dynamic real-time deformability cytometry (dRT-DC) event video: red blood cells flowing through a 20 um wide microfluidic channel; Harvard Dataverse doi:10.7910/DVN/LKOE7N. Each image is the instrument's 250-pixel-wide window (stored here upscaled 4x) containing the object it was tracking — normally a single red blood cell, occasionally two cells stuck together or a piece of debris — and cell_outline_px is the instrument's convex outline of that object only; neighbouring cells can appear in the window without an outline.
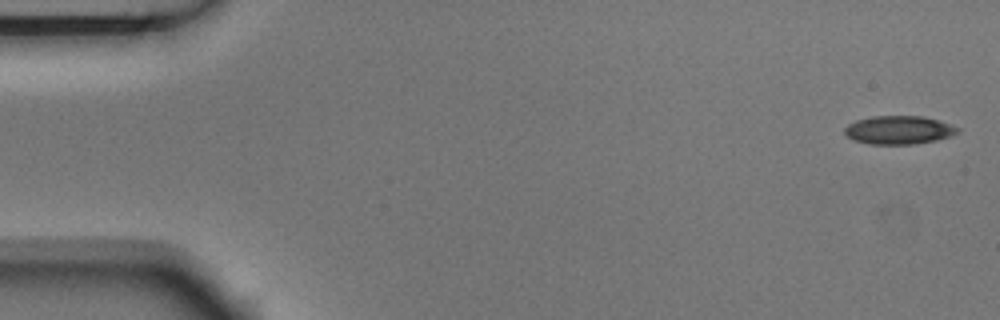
{"species": "Egyptian fruit bat (a non-hibernating species)", "species_latin": "Rousettus aegyptiacus", "temperature_condition": "room temperature", "stored_images_in_passage": 4, "camera_frame_rate_fps": 3000, "um_per_image_px": 0.085, "animal": {"sex": "male"}, "frame": {"image": 1, "passage_image": 1, "time_ms": 0.0, "image_size_px": [1000, 320], "cell_outline_px": [[960, 132], [936, 140], [916, 144], [868, 144], [852, 140], [844, 136], [844, 128], [848, 124], [856, 120], [872, 116], [924, 116], [960, 128]], "centroid_in_image_um": [76.34, 11.06], "position_along_channel_um": 8.7, "area_um2": 18.79}}
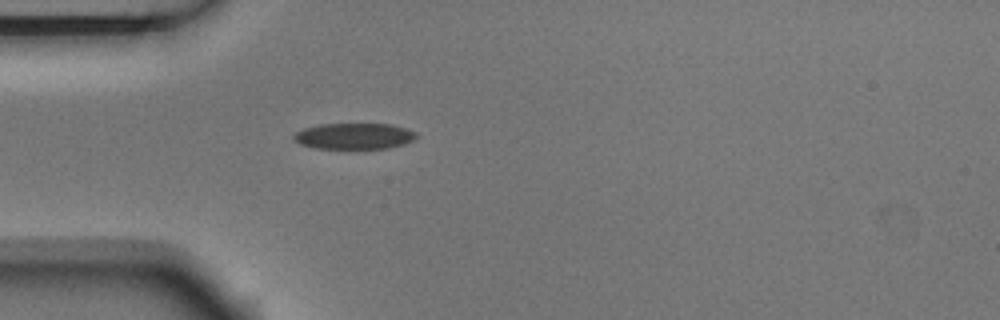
{"frame": {"image": 2, "passage_image": 4, "time_ms": 1.0, "image_size_px": [1000, 320], "cell_outline_px": [[416, 136], [412, 140], [404, 144], [388, 148], [316, 148], [300, 144], [292, 136], [296, 132], [304, 128], [320, 124], [392, 124], [408, 128], [416, 132]], "centroid_in_image_um": [30.12, 11.56], "position_along_channel_um": 54.9, "area_um2": 18.5}}